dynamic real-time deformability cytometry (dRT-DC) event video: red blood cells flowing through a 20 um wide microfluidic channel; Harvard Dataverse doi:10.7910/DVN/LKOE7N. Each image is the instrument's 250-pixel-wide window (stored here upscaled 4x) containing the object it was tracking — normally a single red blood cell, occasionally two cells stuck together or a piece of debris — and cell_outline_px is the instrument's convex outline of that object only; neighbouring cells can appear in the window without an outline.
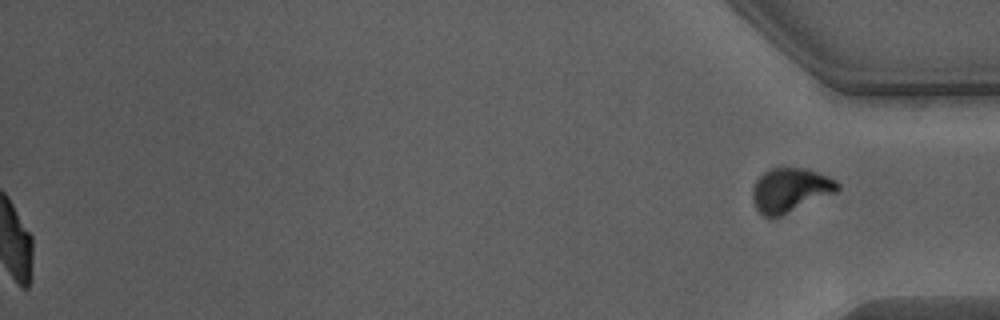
{"species": "Egyptian fruit bat (a non-hibernating species)", "species_latin": "Rousettus aegyptiacus", "temperature_condition": "warm", "stored_images_in_passage": 55, "segment_of_instrument_passage": [2, 2], "camera_frame_rate_fps": 3000, "um_per_image_px": 0.085, "animal": {"sex": "male"}, "frame": {"image": 1, "passage_image": 55, "time_ms": 18.0, "image_size_px": [1000, 320], "cell_outline_px": [[840, 188], [836, 192], [780, 216], [764, 216], [756, 208], [752, 200], [752, 188], [756, 180], [768, 168], [804, 168], [828, 176], [836, 180], [840, 184]], "centroid_in_image_um": [67.16, 16.14], "position_along_channel_um": 368.0, "area_um2": 21.68}}